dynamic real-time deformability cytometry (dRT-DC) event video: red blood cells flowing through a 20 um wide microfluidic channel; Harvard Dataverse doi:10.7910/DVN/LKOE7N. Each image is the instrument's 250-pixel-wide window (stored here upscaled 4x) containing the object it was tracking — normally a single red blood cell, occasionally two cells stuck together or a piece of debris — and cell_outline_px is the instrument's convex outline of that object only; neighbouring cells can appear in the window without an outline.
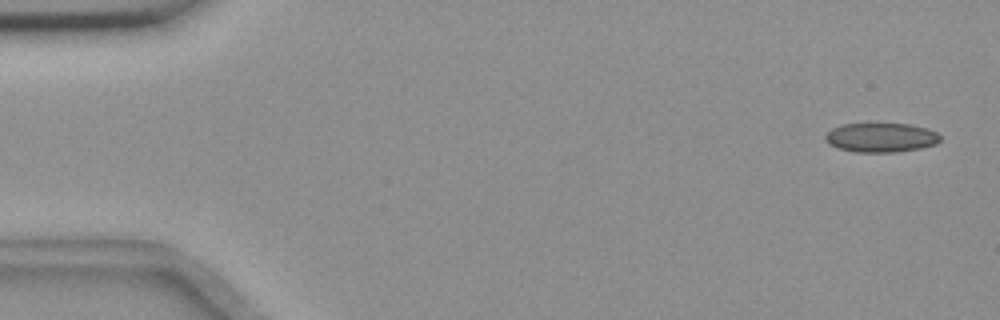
{"species": "common noctule bat (a hibernating species)", "species_latin": "Nyctalus noctula", "temperature_condition": "room temperature", "stored_images_in_passage": 5, "camera_frame_rate_fps": 3000, "um_per_image_px": 0.085, "animal": {"sex": "female", "body_mass_g": 18.4}, "frame": {"image": 1, "passage_image": 1, "time_ms": 0.0, "image_size_px": [1000, 320], "cell_outline_px": [[940, 140], [936, 144], [920, 148], [892, 152], [856, 152], [836, 148], [828, 144], [824, 140], [824, 136], [832, 128], [840, 124], [912, 124], [928, 128], [936, 132], [940, 136]], "centroid_in_image_um": [74.85, 11.69], "position_along_channel_um": 10.1, "area_um2": 19.71}}